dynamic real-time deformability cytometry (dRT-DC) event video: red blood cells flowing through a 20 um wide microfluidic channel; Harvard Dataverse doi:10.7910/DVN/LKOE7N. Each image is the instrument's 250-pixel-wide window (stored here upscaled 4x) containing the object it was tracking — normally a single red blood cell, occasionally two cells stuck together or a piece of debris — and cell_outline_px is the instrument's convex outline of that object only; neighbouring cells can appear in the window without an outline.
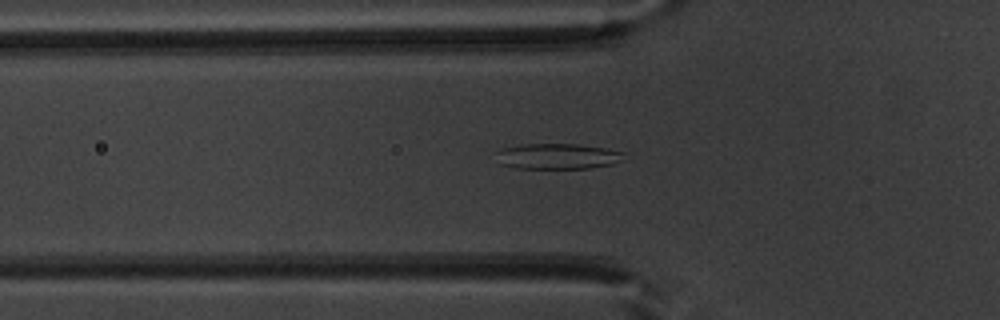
{"species": "common noctule bat (a hibernating species)", "species_latin": "Nyctalus noctula", "temperature_condition": "warm", "stored_images_in_passage": 47, "camera_frame_rate_fps": 3000, "um_per_image_px": 0.085, "animal": {"sex": "male", "body_mass_g": 20.1, "forearm_length_mm": 53.5}, "frame": {"image": 1, "passage_image": 13, "time_ms": 4.0, "image_size_px": [1000, 320], "cell_outline_px": [[628, 152], [624, 160], [612, 164], [588, 168], [516, 168], [500, 164], [496, 152], [500, 148], [520, 144], [576, 144], [604, 148]], "centroid_in_image_um": [47.42, 13.28], "position_along_channel_um": 78.4, "area_um2": 19.25}}
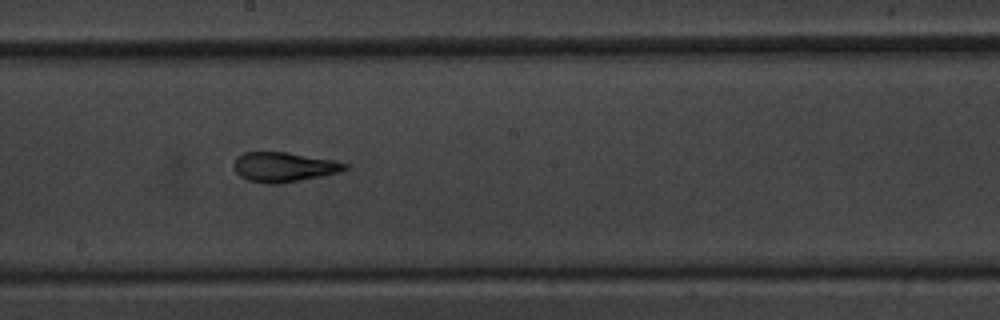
{"frame": {"image": 2, "passage_image": 24, "time_ms": 7.667, "image_size_px": [1000, 320], "cell_outline_px": [[348, 168], [340, 172], [280, 184], [264, 184], [248, 180], [240, 176], [236, 172], [232, 164], [236, 156], [244, 152], [288, 152], [332, 160], [348, 164]], "centroid_in_image_um": [24.08, 14.2], "position_along_channel_um": 224.1, "area_um2": 19.31}}
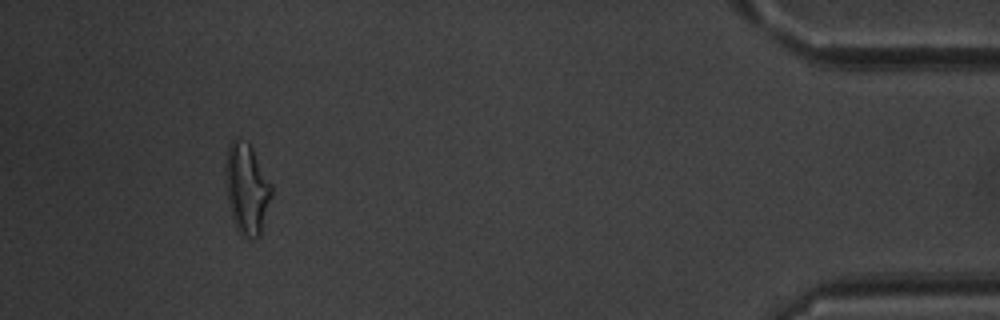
{"frame": {"image": 3, "passage_image": 43, "time_ms": 14.0, "image_size_px": [1000, 320], "cell_outline_px": [[272, 196], [260, 236], [256, 240], [244, 236], [236, 228], [232, 220], [224, 180], [224, 168], [228, 144], [236, 136], [248, 144], [252, 148], [272, 184]], "centroid_in_image_um": [20.96, 16.04], "position_along_channel_um": 414.2, "area_um2": 24.74}, "authors_computed_cell_mechanics": {"area_um2": 19.7098, "velocity_mm_per_s": 3.9516, "shape_relaxation_time_tau1_ms": 7.3977, "shape_relaxation_time_tau2_ms": 1.4586, "deformation_change_tau1": 0.2121, "deformation_change_tau2": 0.0973}}